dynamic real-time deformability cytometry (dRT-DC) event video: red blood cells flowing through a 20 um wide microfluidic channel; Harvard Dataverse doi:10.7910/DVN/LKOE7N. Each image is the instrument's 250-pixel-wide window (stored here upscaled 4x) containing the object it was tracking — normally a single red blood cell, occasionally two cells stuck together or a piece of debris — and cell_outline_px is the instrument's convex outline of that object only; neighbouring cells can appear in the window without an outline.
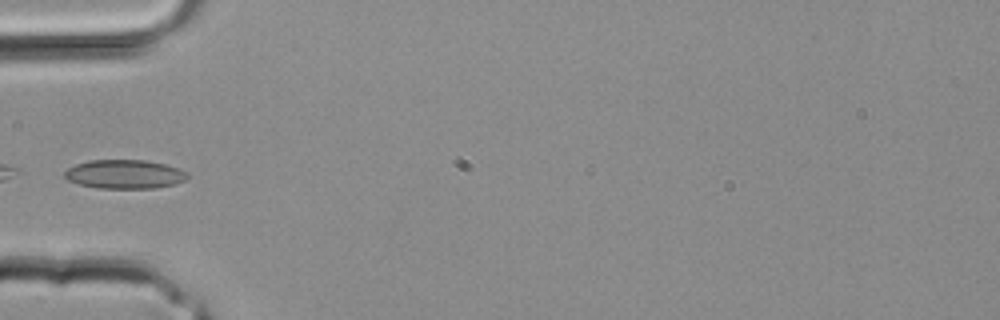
{"species": "common noctule bat (a hibernating species)", "species_latin": "Nyctalus noctula", "temperature_condition": "room temperature", "stored_images_in_passage": 21, "camera_frame_rate_fps": 3000, "um_per_image_px": 0.085, "animal": {"sex": "male", "body_mass_g": 20.4}, "frame": {"image": 1, "passage_image": 1, "time_ms": 0.0, "image_size_px": [1000, 320], "cell_outline_px": [[188, 176], [184, 180], [172, 184], [152, 188], [96, 188], [80, 184], [68, 180], [64, 176], [64, 172], [68, 168], [76, 164], [88, 160], [144, 160], [164, 164], [180, 168], [188, 172]], "centroid_in_image_um": [10.57, 14.8], "position_along_channel_um": 74.4, "area_um2": 20.58}}
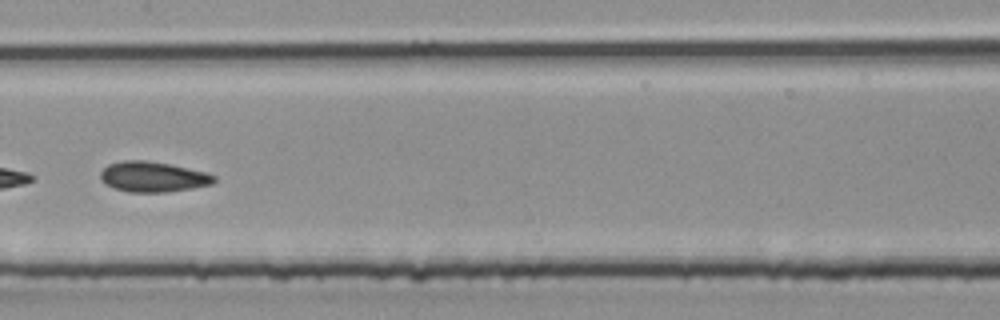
{"frame": {"image": 2, "passage_image": 7, "time_ms": 2.0, "image_size_px": [1000, 320], "cell_outline_px": [[216, 180], [212, 184], [168, 192], [128, 192], [112, 188], [104, 184], [100, 180], [100, 172], [108, 164], [120, 160], [144, 160], [172, 164], [208, 172], [216, 176]], "centroid_in_image_um": [12.98, 15.02], "position_along_channel_um": 194.4, "area_um2": 20.46}}